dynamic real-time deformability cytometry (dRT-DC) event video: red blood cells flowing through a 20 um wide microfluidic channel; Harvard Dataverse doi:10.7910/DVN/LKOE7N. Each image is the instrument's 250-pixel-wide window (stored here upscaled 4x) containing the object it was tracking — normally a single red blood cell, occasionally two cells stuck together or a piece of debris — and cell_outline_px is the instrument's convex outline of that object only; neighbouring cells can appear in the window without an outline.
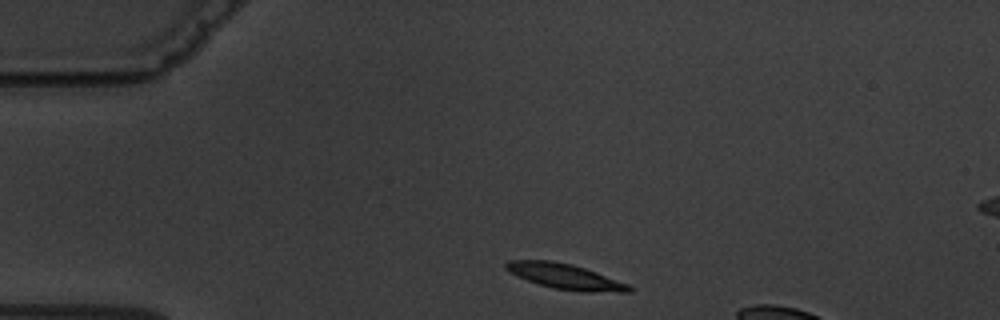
{"species": "common noctule bat (a hibernating species)", "species_latin": "Nyctalus noctula", "temperature_condition": "warm", "stored_images_in_passage": 3, "camera_frame_rate_fps": 3000, "um_per_image_px": 0.085, "animal": {"sex": "male", "body_mass_g": 19.5, "forearm_length_mm": 54.6}, "frame": {"image": 1, "passage_image": 1, "time_ms": 0.0, "image_size_px": [1000, 320], "cell_outline_px": [[636, 288], [632, 292], [580, 292], [552, 288], [516, 276], [508, 272], [504, 268], [504, 264], [508, 260], [552, 260], [572, 264], [596, 272], [628, 284]], "centroid_in_image_um": [48.04, 23.5], "position_along_channel_um": 37.0, "area_um2": 18.38}}